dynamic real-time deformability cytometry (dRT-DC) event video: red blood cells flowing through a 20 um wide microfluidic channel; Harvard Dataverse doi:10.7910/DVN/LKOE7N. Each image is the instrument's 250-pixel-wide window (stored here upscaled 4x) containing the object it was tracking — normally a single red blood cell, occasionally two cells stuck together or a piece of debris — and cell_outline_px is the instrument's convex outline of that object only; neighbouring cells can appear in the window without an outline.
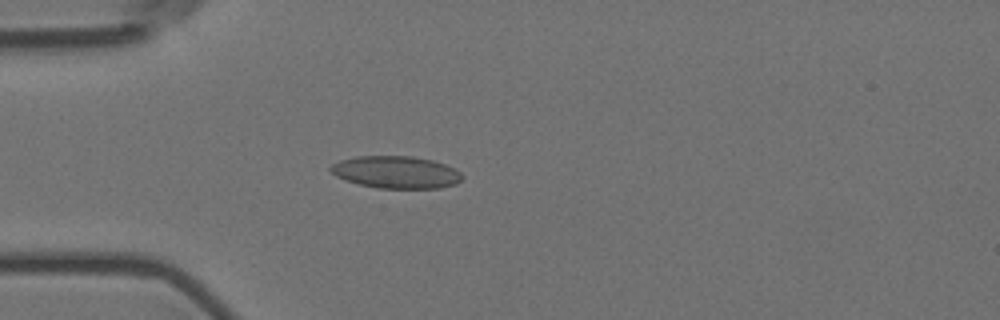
{"species": "Egyptian fruit bat (a non-hibernating species)", "species_latin": "Rousettus aegyptiacus", "temperature_condition": "room temperature", "stored_images_in_passage": 16, "camera_frame_rate_fps": 3000, "um_per_image_px": 0.085, "animal": {"sex": "female"}, "frame": {"image": 1, "passage_image": 4, "time_ms": 1.0, "image_size_px": [1000, 320], "cell_outline_px": [[464, 176], [456, 184], [440, 188], [376, 188], [344, 180], [336, 176], [328, 168], [332, 164], [340, 160], [356, 156], [412, 156], [432, 160], [444, 164], [460, 172]], "centroid_in_image_um": [33.64, 14.64], "position_along_channel_um": 51.4, "area_um2": 24.74}}
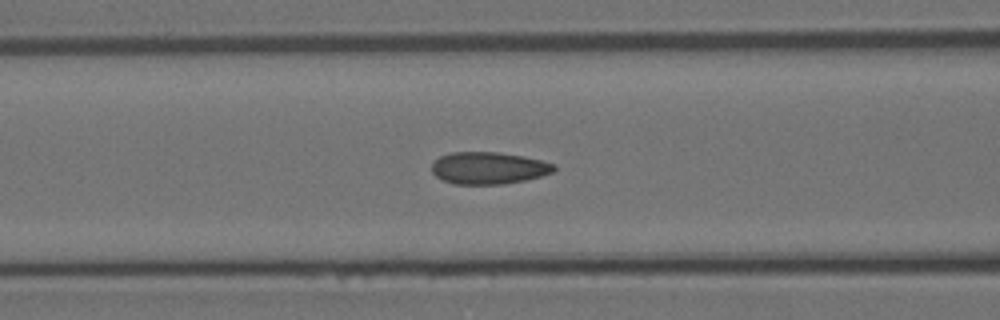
{"frame": {"image": 2, "passage_image": 11, "time_ms": 3.333, "image_size_px": [1000, 320], "cell_outline_px": [[556, 168], [552, 172], [540, 176], [524, 180], [504, 184], [452, 184], [436, 176], [432, 172], [432, 164], [440, 156], [452, 152], [496, 152], [524, 156], [556, 164]], "centroid_in_image_um": [41.53, 14.28], "position_along_channel_um": 125.1, "area_um2": 22.77}}
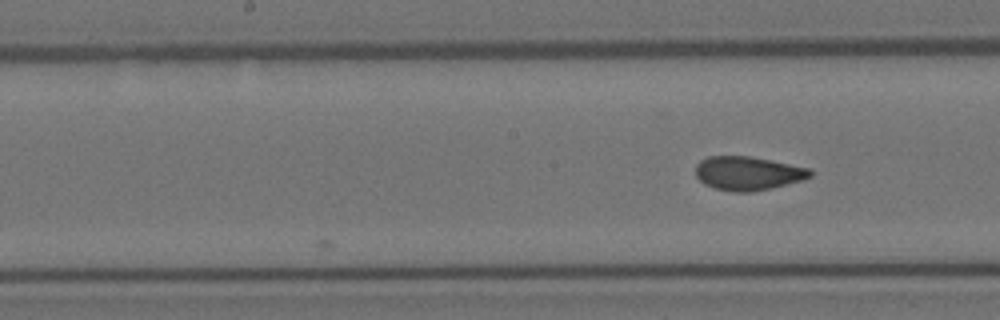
{"frame": {"image": 3, "passage_image": 16, "time_ms": 5.0, "image_size_px": [1000, 320], "cell_outline_px": [[812, 176], [800, 180], [752, 192], [732, 192], [716, 188], [704, 184], [696, 176], [696, 164], [700, 160], [708, 156], [748, 156], [808, 168], [812, 172]], "centroid_in_image_um": [63.5, 14.73], "position_along_channel_um": 184.7, "area_um2": 22.14}}